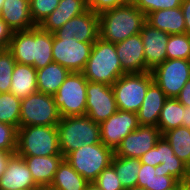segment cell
<instances>
[{
  "instance_id": "7c38bea8",
  "label": "cell",
  "mask_w": 190,
  "mask_h": 190,
  "mask_svg": "<svg viewBox=\"0 0 190 190\" xmlns=\"http://www.w3.org/2000/svg\"><path fill=\"white\" fill-rule=\"evenodd\" d=\"M154 82L168 98H176L190 79V60L166 59L152 71Z\"/></svg>"
},
{
  "instance_id": "7bdbcfd3",
  "label": "cell",
  "mask_w": 190,
  "mask_h": 190,
  "mask_svg": "<svg viewBox=\"0 0 190 190\" xmlns=\"http://www.w3.org/2000/svg\"><path fill=\"white\" fill-rule=\"evenodd\" d=\"M181 9L185 20V33L190 35V0H183Z\"/></svg>"
},
{
  "instance_id": "5bb4252c",
  "label": "cell",
  "mask_w": 190,
  "mask_h": 190,
  "mask_svg": "<svg viewBox=\"0 0 190 190\" xmlns=\"http://www.w3.org/2000/svg\"><path fill=\"white\" fill-rule=\"evenodd\" d=\"M101 142L115 150L121 141L139 126L137 113L119 110L100 124Z\"/></svg>"
},
{
  "instance_id": "1f68e13d",
  "label": "cell",
  "mask_w": 190,
  "mask_h": 190,
  "mask_svg": "<svg viewBox=\"0 0 190 190\" xmlns=\"http://www.w3.org/2000/svg\"><path fill=\"white\" fill-rule=\"evenodd\" d=\"M167 59L190 60V35L171 34L166 47Z\"/></svg>"
},
{
  "instance_id": "9a60e30c",
  "label": "cell",
  "mask_w": 190,
  "mask_h": 190,
  "mask_svg": "<svg viewBox=\"0 0 190 190\" xmlns=\"http://www.w3.org/2000/svg\"><path fill=\"white\" fill-rule=\"evenodd\" d=\"M162 134L158 127L139 125L129 133L114 150V155L120 157L140 158L152 149Z\"/></svg>"
},
{
  "instance_id": "ab89813d",
  "label": "cell",
  "mask_w": 190,
  "mask_h": 190,
  "mask_svg": "<svg viewBox=\"0 0 190 190\" xmlns=\"http://www.w3.org/2000/svg\"><path fill=\"white\" fill-rule=\"evenodd\" d=\"M179 181L169 175H155L152 180V190H168L175 186Z\"/></svg>"
},
{
  "instance_id": "f6af8a7d",
  "label": "cell",
  "mask_w": 190,
  "mask_h": 190,
  "mask_svg": "<svg viewBox=\"0 0 190 190\" xmlns=\"http://www.w3.org/2000/svg\"><path fill=\"white\" fill-rule=\"evenodd\" d=\"M182 126L190 128V106H184V115L182 119Z\"/></svg>"
},
{
  "instance_id": "7402d4cb",
  "label": "cell",
  "mask_w": 190,
  "mask_h": 190,
  "mask_svg": "<svg viewBox=\"0 0 190 190\" xmlns=\"http://www.w3.org/2000/svg\"><path fill=\"white\" fill-rule=\"evenodd\" d=\"M0 17L13 31L29 30L36 26L30 15L29 0H4Z\"/></svg>"
},
{
  "instance_id": "60d3db41",
  "label": "cell",
  "mask_w": 190,
  "mask_h": 190,
  "mask_svg": "<svg viewBox=\"0 0 190 190\" xmlns=\"http://www.w3.org/2000/svg\"><path fill=\"white\" fill-rule=\"evenodd\" d=\"M13 30L0 17V49H8Z\"/></svg>"
},
{
  "instance_id": "f907efd6",
  "label": "cell",
  "mask_w": 190,
  "mask_h": 190,
  "mask_svg": "<svg viewBox=\"0 0 190 190\" xmlns=\"http://www.w3.org/2000/svg\"><path fill=\"white\" fill-rule=\"evenodd\" d=\"M126 190H146V189L139 188V187H133V188H129V189H126Z\"/></svg>"
},
{
  "instance_id": "ee69618b",
  "label": "cell",
  "mask_w": 190,
  "mask_h": 190,
  "mask_svg": "<svg viewBox=\"0 0 190 190\" xmlns=\"http://www.w3.org/2000/svg\"><path fill=\"white\" fill-rule=\"evenodd\" d=\"M13 154L14 153H10L0 149V177L4 173L6 166L8 164V160Z\"/></svg>"
},
{
  "instance_id": "52a82bcc",
  "label": "cell",
  "mask_w": 190,
  "mask_h": 190,
  "mask_svg": "<svg viewBox=\"0 0 190 190\" xmlns=\"http://www.w3.org/2000/svg\"><path fill=\"white\" fill-rule=\"evenodd\" d=\"M153 81L151 71L123 74L112 85L117 108L137 113Z\"/></svg>"
},
{
  "instance_id": "836d02e7",
  "label": "cell",
  "mask_w": 190,
  "mask_h": 190,
  "mask_svg": "<svg viewBox=\"0 0 190 190\" xmlns=\"http://www.w3.org/2000/svg\"><path fill=\"white\" fill-rule=\"evenodd\" d=\"M60 0H30V15L35 25H40L58 6Z\"/></svg>"
},
{
  "instance_id": "816d5d0a",
  "label": "cell",
  "mask_w": 190,
  "mask_h": 190,
  "mask_svg": "<svg viewBox=\"0 0 190 190\" xmlns=\"http://www.w3.org/2000/svg\"><path fill=\"white\" fill-rule=\"evenodd\" d=\"M3 2H4V0H0V10H1Z\"/></svg>"
},
{
  "instance_id": "2e32d148",
  "label": "cell",
  "mask_w": 190,
  "mask_h": 190,
  "mask_svg": "<svg viewBox=\"0 0 190 190\" xmlns=\"http://www.w3.org/2000/svg\"><path fill=\"white\" fill-rule=\"evenodd\" d=\"M54 37H74L84 43H94L99 38V15L88 9L68 20L60 29L53 32Z\"/></svg>"
},
{
  "instance_id": "74e56055",
  "label": "cell",
  "mask_w": 190,
  "mask_h": 190,
  "mask_svg": "<svg viewBox=\"0 0 190 190\" xmlns=\"http://www.w3.org/2000/svg\"><path fill=\"white\" fill-rule=\"evenodd\" d=\"M155 176V167L141 163L136 187L152 190V180Z\"/></svg>"
},
{
  "instance_id": "ba28073f",
  "label": "cell",
  "mask_w": 190,
  "mask_h": 190,
  "mask_svg": "<svg viewBox=\"0 0 190 190\" xmlns=\"http://www.w3.org/2000/svg\"><path fill=\"white\" fill-rule=\"evenodd\" d=\"M88 80L82 72H70L56 94L54 102L60 117L86 114V88Z\"/></svg>"
},
{
  "instance_id": "b9f144b4",
  "label": "cell",
  "mask_w": 190,
  "mask_h": 190,
  "mask_svg": "<svg viewBox=\"0 0 190 190\" xmlns=\"http://www.w3.org/2000/svg\"><path fill=\"white\" fill-rule=\"evenodd\" d=\"M176 99L184 106H190V79L186 82Z\"/></svg>"
},
{
  "instance_id": "3957f363",
  "label": "cell",
  "mask_w": 190,
  "mask_h": 190,
  "mask_svg": "<svg viewBox=\"0 0 190 190\" xmlns=\"http://www.w3.org/2000/svg\"><path fill=\"white\" fill-rule=\"evenodd\" d=\"M89 82L105 83L112 86L114 82L126 74L121 67L115 43L98 38L92 47L90 57L82 71Z\"/></svg>"
},
{
  "instance_id": "681fc988",
  "label": "cell",
  "mask_w": 190,
  "mask_h": 190,
  "mask_svg": "<svg viewBox=\"0 0 190 190\" xmlns=\"http://www.w3.org/2000/svg\"><path fill=\"white\" fill-rule=\"evenodd\" d=\"M38 190H55V189L48 186V187H40Z\"/></svg>"
},
{
  "instance_id": "d590c367",
  "label": "cell",
  "mask_w": 190,
  "mask_h": 190,
  "mask_svg": "<svg viewBox=\"0 0 190 190\" xmlns=\"http://www.w3.org/2000/svg\"><path fill=\"white\" fill-rule=\"evenodd\" d=\"M93 183L102 190H125L111 165L104 169Z\"/></svg>"
},
{
  "instance_id": "cb8c5ba5",
  "label": "cell",
  "mask_w": 190,
  "mask_h": 190,
  "mask_svg": "<svg viewBox=\"0 0 190 190\" xmlns=\"http://www.w3.org/2000/svg\"><path fill=\"white\" fill-rule=\"evenodd\" d=\"M9 92L20 99L38 92L37 70L31 65L16 62Z\"/></svg>"
},
{
  "instance_id": "4dcf8cb0",
  "label": "cell",
  "mask_w": 190,
  "mask_h": 190,
  "mask_svg": "<svg viewBox=\"0 0 190 190\" xmlns=\"http://www.w3.org/2000/svg\"><path fill=\"white\" fill-rule=\"evenodd\" d=\"M21 99L10 92L0 93V122L20 127Z\"/></svg>"
},
{
  "instance_id": "4316f807",
  "label": "cell",
  "mask_w": 190,
  "mask_h": 190,
  "mask_svg": "<svg viewBox=\"0 0 190 190\" xmlns=\"http://www.w3.org/2000/svg\"><path fill=\"white\" fill-rule=\"evenodd\" d=\"M88 181L64 159L55 172L50 187L55 190H85Z\"/></svg>"
},
{
  "instance_id": "e575fe53",
  "label": "cell",
  "mask_w": 190,
  "mask_h": 190,
  "mask_svg": "<svg viewBox=\"0 0 190 190\" xmlns=\"http://www.w3.org/2000/svg\"><path fill=\"white\" fill-rule=\"evenodd\" d=\"M146 17L157 10L181 7L183 0H130Z\"/></svg>"
},
{
  "instance_id": "30bf717a",
  "label": "cell",
  "mask_w": 190,
  "mask_h": 190,
  "mask_svg": "<svg viewBox=\"0 0 190 190\" xmlns=\"http://www.w3.org/2000/svg\"><path fill=\"white\" fill-rule=\"evenodd\" d=\"M60 119L52 95L36 92L21 99L20 127L57 126Z\"/></svg>"
},
{
  "instance_id": "484cf974",
  "label": "cell",
  "mask_w": 190,
  "mask_h": 190,
  "mask_svg": "<svg viewBox=\"0 0 190 190\" xmlns=\"http://www.w3.org/2000/svg\"><path fill=\"white\" fill-rule=\"evenodd\" d=\"M70 71L56 62H51L37 70L38 92L54 95L65 81Z\"/></svg>"
},
{
  "instance_id": "d6a6232c",
  "label": "cell",
  "mask_w": 190,
  "mask_h": 190,
  "mask_svg": "<svg viewBox=\"0 0 190 190\" xmlns=\"http://www.w3.org/2000/svg\"><path fill=\"white\" fill-rule=\"evenodd\" d=\"M16 61L8 49H0V93L9 92Z\"/></svg>"
},
{
  "instance_id": "d6986e66",
  "label": "cell",
  "mask_w": 190,
  "mask_h": 190,
  "mask_svg": "<svg viewBox=\"0 0 190 190\" xmlns=\"http://www.w3.org/2000/svg\"><path fill=\"white\" fill-rule=\"evenodd\" d=\"M122 70L126 73L146 72L144 45L140 33L115 43Z\"/></svg>"
},
{
  "instance_id": "bcb514c9",
  "label": "cell",
  "mask_w": 190,
  "mask_h": 190,
  "mask_svg": "<svg viewBox=\"0 0 190 190\" xmlns=\"http://www.w3.org/2000/svg\"><path fill=\"white\" fill-rule=\"evenodd\" d=\"M180 190H190V181H180Z\"/></svg>"
},
{
  "instance_id": "e0dca14e",
  "label": "cell",
  "mask_w": 190,
  "mask_h": 190,
  "mask_svg": "<svg viewBox=\"0 0 190 190\" xmlns=\"http://www.w3.org/2000/svg\"><path fill=\"white\" fill-rule=\"evenodd\" d=\"M140 36L144 45L146 72H149L167 59L166 47L170 34L156 29L146 22Z\"/></svg>"
},
{
  "instance_id": "ffe728a7",
  "label": "cell",
  "mask_w": 190,
  "mask_h": 190,
  "mask_svg": "<svg viewBox=\"0 0 190 190\" xmlns=\"http://www.w3.org/2000/svg\"><path fill=\"white\" fill-rule=\"evenodd\" d=\"M34 182L39 187H48L53 182L55 172L64 160L63 155L22 156Z\"/></svg>"
},
{
  "instance_id": "f1b7e54d",
  "label": "cell",
  "mask_w": 190,
  "mask_h": 190,
  "mask_svg": "<svg viewBox=\"0 0 190 190\" xmlns=\"http://www.w3.org/2000/svg\"><path fill=\"white\" fill-rule=\"evenodd\" d=\"M170 144L176 155L190 168V128L177 127L162 135Z\"/></svg>"
},
{
  "instance_id": "44dd1931",
  "label": "cell",
  "mask_w": 190,
  "mask_h": 190,
  "mask_svg": "<svg viewBox=\"0 0 190 190\" xmlns=\"http://www.w3.org/2000/svg\"><path fill=\"white\" fill-rule=\"evenodd\" d=\"M167 99L164 91L153 81L149 85L142 105L137 112L139 125L157 127L161 109Z\"/></svg>"
},
{
  "instance_id": "83f0119b",
  "label": "cell",
  "mask_w": 190,
  "mask_h": 190,
  "mask_svg": "<svg viewBox=\"0 0 190 190\" xmlns=\"http://www.w3.org/2000/svg\"><path fill=\"white\" fill-rule=\"evenodd\" d=\"M111 166L114 168L125 190L136 187L138 172L141 166L139 158L114 155L111 161Z\"/></svg>"
},
{
  "instance_id": "4fadbf2b",
  "label": "cell",
  "mask_w": 190,
  "mask_h": 190,
  "mask_svg": "<svg viewBox=\"0 0 190 190\" xmlns=\"http://www.w3.org/2000/svg\"><path fill=\"white\" fill-rule=\"evenodd\" d=\"M118 111L112 86L89 82L86 88V114L100 124Z\"/></svg>"
},
{
  "instance_id": "ac0fdd59",
  "label": "cell",
  "mask_w": 190,
  "mask_h": 190,
  "mask_svg": "<svg viewBox=\"0 0 190 190\" xmlns=\"http://www.w3.org/2000/svg\"><path fill=\"white\" fill-rule=\"evenodd\" d=\"M22 156L14 153L0 177V190H38Z\"/></svg>"
},
{
  "instance_id": "277c9868",
  "label": "cell",
  "mask_w": 190,
  "mask_h": 190,
  "mask_svg": "<svg viewBox=\"0 0 190 190\" xmlns=\"http://www.w3.org/2000/svg\"><path fill=\"white\" fill-rule=\"evenodd\" d=\"M56 127L63 157L84 144L101 143L100 125L87 115L62 117Z\"/></svg>"
},
{
  "instance_id": "9c48e42d",
  "label": "cell",
  "mask_w": 190,
  "mask_h": 190,
  "mask_svg": "<svg viewBox=\"0 0 190 190\" xmlns=\"http://www.w3.org/2000/svg\"><path fill=\"white\" fill-rule=\"evenodd\" d=\"M139 159L141 163L155 167V175H169L178 181H190V168L174 155L172 147L163 136Z\"/></svg>"
},
{
  "instance_id": "603a6c76",
  "label": "cell",
  "mask_w": 190,
  "mask_h": 190,
  "mask_svg": "<svg viewBox=\"0 0 190 190\" xmlns=\"http://www.w3.org/2000/svg\"><path fill=\"white\" fill-rule=\"evenodd\" d=\"M89 9L87 0H60L57 8L39 25L50 33L60 29L68 20Z\"/></svg>"
},
{
  "instance_id": "8fae6325",
  "label": "cell",
  "mask_w": 190,
  "mask_h": 190,
  "mask_svg": "<svg viewBox=\"0 0 190 190\" xmlns=\"http://www.w3.org/2000/svg\"><path fill=\"white\" fill-rule=\"evenodd\" d=\"M94 43H84L74 37H54L53 62L67 68L70 72H82L90 57Z\"/></svg>"
},
{
  "instance_id": "d4e9b609",
  "label": "cell",
  "mask_w": 190,
  "mask_h": 190,
  "mask_svg": "<svg viewBox=\"0 0 190 190\" xmlns=\"http://www.w3.org/2000/svg\"><path fill=\"white\" fill-rule=\"evenodd\" d=\"M146 22L170 35L185 33V20L181 7L154 11L146 17Z\"/></svg>"
},
{
  "instance_id": "7dc6e473",
  "label": "cell",
  "mask_w": 190,
  "mask_h": 190,
  "mask_svg": "<svg viewBox=\"0 0 190 190\" xmlns=\"http://www.w3.org/2000/svg\"><path fill=\"white\" fill-rule=\"evenodd\" d=\"M85 190H102L94 183H88Z\"/></svg>"
},
{
  "instance_id": "f35d334b",
  "label": "cell",
  "mask_w": 190,
  "mask_h": 190,
  "mask_svg": "<svg viewBox=\"0 0 190 190\" xmlns=\"http://www.w3.org/2000/svg\"><path fill=\"white\" fill-rule=\"evenodd\" d=\"M126 0H87L89 9L100 14L103 11L121 6Z\"/></svg>"
},
{
  "instance_id": "f546056e",
  "label": "cell",
  "mask_w": 190,
  "mask_h": 190,
  "mask_svg": "<svg viewBox=\"0 0 190 190\" xmlns=\"http://www.w3.org/2000/svg\"><path fill=\"white\" fill-rule=\"evenodd\" d=\"M183 115L184 105L176 98H168L161 109L157 125L161 134L163 135L169 130L182 126Z\"/></svg>"
},
{
  "instance_id": "c3c4849f",
  "label": "cell",
  "mask_w": 190,
  "mask_h": 190,
  "mask_svg": "<svg viewBox=\"0 0 190 190\" xmlns=\"http://www.w3.org/2000/svg\"><path fill=\"white\" fill-rule=\"evenodd\" d=\"M168 190H180V181L175 186H173L172 188Z\"/></svg>"
},
{
  "instance_id": "8992f818",
  "label": "cell",
  "mask_w": 190,
  "mask_h": 190,
  "mask_svg": "<svg viewBox=\"0 0 190 190\" xmlns=\"http://www.w3.org/2000/svg\"><path fill=\"white\" fill-rule=\"evenodd\" d=\"M113 156L114 150L101 142L93 145L84 144L67 154L64 159L79 175L93 183L97 176L111 165Z\"/></svg>"
},
{
  "instance_id": "8d00e7d4",
  "label": "cell",
  "mask_w": 190,
  "mask_h": 190,
  "mask_svg": "<svg viewBox=\"0 0 190 190\" xmlns=\"http://www.w3.org/2000/svg\"><path fill=\"white\" fill-rule=\"evenodd\" d=\"M0 149L10 153H16L17 150V129L2 122H0Z\"/></svg>"
},
{
  "instance_id": "7a4b0ae2",
  "label": "cell",
  "mask_w": 190,
  "mask_h": 190,
  "mask_svg": "<svg viewBox=\"0 0 190 190\" xmlns=\"http://www.w3.org/2000/svg\"><path fill=\"white\" fill-rule=\"evenodd\" d=\"M98 15L99 38L111 43L124 41L130 36L140 33L146 23V15L130 0Z\"/></svg>"
},
{
  "instance_id": "5b68a950",
  "label": "cell",
  "mask_w": 190,
  "mask_h": 190,
  "mask_svg": "<svg viewBox=\"0 0 190 190\" xmlns=\"http://www.w3.org/2000/svg\"><path fill=\"white\" fill-rule=\"evenodd\" d=\"M20 156L62 155L56 126H23L17 129V150Z\"/></svg>"
},
{
  "instance_id": "6da1fadb",
  "label": "cell",
  "mask_w": 190,
  "mask_h": 190,
  "mask_svg": "<svg viewBox=\"0 0 190 190\" xmlns=\"http://www.w3.org/2000/svg\"><path fill=\"white\" fill-rule=\"evenodd\" d=\"M52 47L53 33L36 25L29 30L13 31L8 50L17 63L38 70L53 62Z\"/></svg>"
}]
</instances>
